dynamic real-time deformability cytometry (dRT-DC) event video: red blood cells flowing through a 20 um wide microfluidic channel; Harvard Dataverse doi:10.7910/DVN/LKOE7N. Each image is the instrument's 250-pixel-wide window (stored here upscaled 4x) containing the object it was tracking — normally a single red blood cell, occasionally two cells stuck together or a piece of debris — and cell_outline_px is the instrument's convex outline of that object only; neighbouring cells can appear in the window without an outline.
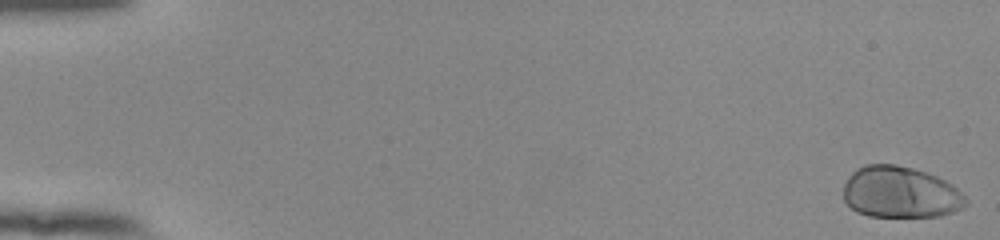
{"species": "human", "species_latin": "Homo sapiens", "temperature_condition": "room temperature", "stored_images_in_passage": 54, "camera_frame_rate_fps": 3000, "um_per_image_px": 0.085, "donor": {"sex": "female"}, "frame": {"image": 1, "passage_image": 1, "time_ms": 0.0, "image_size_px": [1000, 240], "cell_outline_px": [[968, 204], [952, 212], [940, 216], [868, 216], [856, 212], [844, 200], [844, 184], [848, 176], [856, 168], [864, 164], [896, 164], [912, 168], [936, 176], [952, 184], [968, 200]], "centroid_in_image_um": [76.5, 16.34], "position_along_channel_um": 8.5, "area_um2": 36.7}}
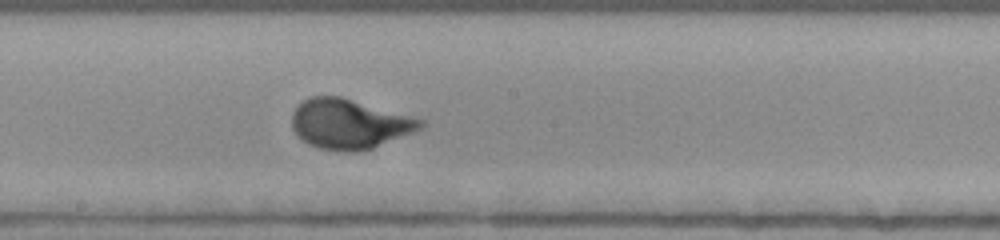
{"frame": {"image": 2, "passage_image": 31, "time_ms": 10.0, "image_size_px": [1000, 240], "cell_outline_px": [[424, 124], [420, 128], [412, 132], [372, 148], [356, 152], [348, 152], [320, 148], [308, 144], [300, 140], [292, 128], [292, 112], [296, 104], [308, 96], [340, 96], [412, 116], [424, 120]], "centroid_in_image_um": [29.62, 10.52], "position_along_channel_um": 218.6, "area_um2": 37.34}}
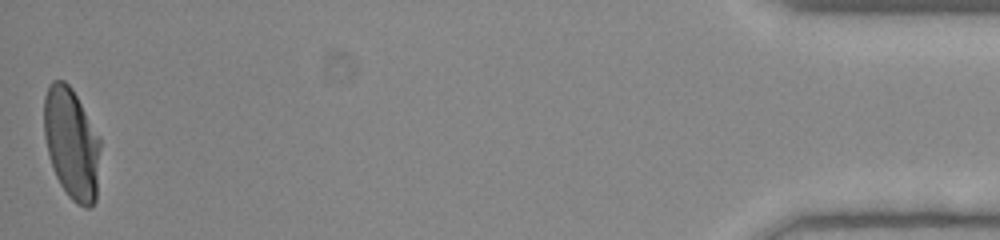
{"frame": {"image": 3, "passage_image": 54, "time_ms": 17.667, "image_size_px": [1000, 240], "cell_outline_px": [[100, 148], [96, 200], [88, 208], [84, 208], [76, 204], [68, 196], [60, 184], [56, 176], [48, 152], [44, 136], [44, 96], [48, 84], [52, 80], [64, 80], [72, 88], [100, 136]], "centroid_in_image_um": [6.09, 12.18], "position_along_channel_um": 429.1, "area_um2": 36.7}, "authors_computed_cell_mechanics": {"area_um2": 35.7782, "velocity_mm_per_s": 3.8612, "shape_relaxation_time_tau1_ms": 2.8264, "shape_relaxation_time_tau2_ms": null, "deformation_change_tau1": 0.1923, "deformation_change_tau2": null}}